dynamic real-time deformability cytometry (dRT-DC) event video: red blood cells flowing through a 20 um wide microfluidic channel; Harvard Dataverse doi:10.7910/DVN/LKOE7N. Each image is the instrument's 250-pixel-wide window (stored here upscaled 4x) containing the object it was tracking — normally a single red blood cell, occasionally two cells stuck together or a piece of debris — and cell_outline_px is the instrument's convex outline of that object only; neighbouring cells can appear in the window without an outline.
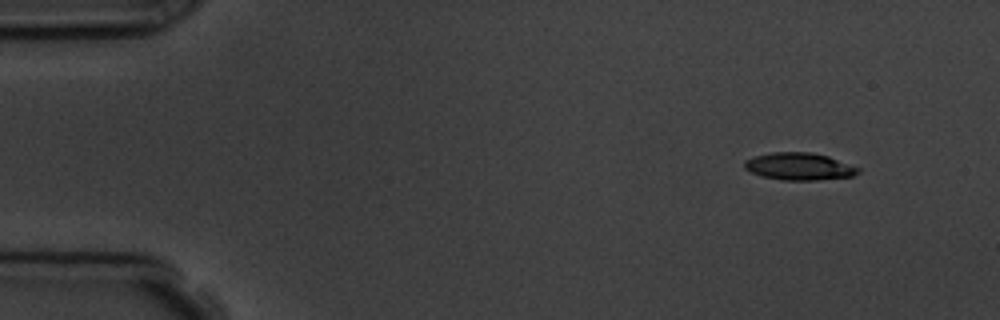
{"species": "common noctule bat (a hibernating species)", "species_latin": "Nyctalus noctula", "temperature_condition": "room temperature", "stored_images_in_passage": 4, "camera_frame_rate_fps": 3000, "um_per_image_px": 0.085, "animal": {"sex": "male", "body_mass_g": 19.5, "forearm_length_mm": 54.6}, "frame": {"image": 1, "passage_image": 1, "time_ms": 0.0, "image_size_px": [1000, 320], "cell_outline_px": [[860, 172], [852, 176], [820, 180], [780, 180], [760, 176], [744, 168], [744, 160], [756, 156], [772, 152], [812, 152], [828, 156], [860, 168]], "centroid_in_image_um": [67.93, 14.15], "position_along_channel_um": 17.1, "area_um2": 18.15}}
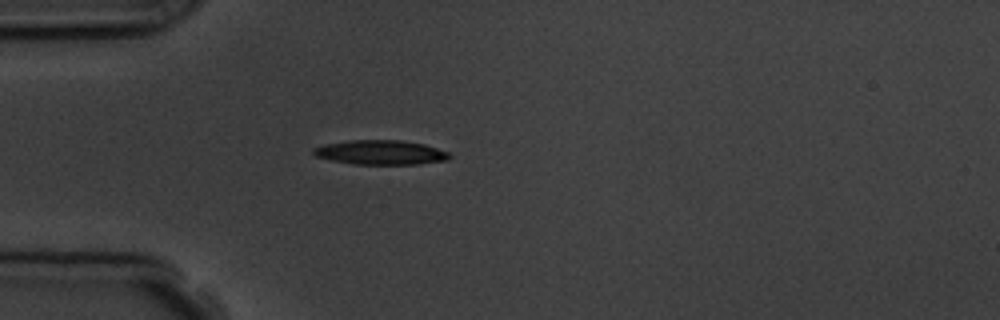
{"frame": {"image": 2, "passage_image": 4, "time_ms": 3.333, "image_size_px": [1000, 320], "cell_outline_px": [[452, 156], [448, 160], [420, 164], [352, 164], [332, 160], [316, 156], [312, 152], [312, 148], [324, 144], [348, 140], [400, 140], [424, 144], [448, 152]], "centroid_in_image_um": [32.35, 12.95], "position_along_channel_um": 52.7, "area_um2": 19.42}}